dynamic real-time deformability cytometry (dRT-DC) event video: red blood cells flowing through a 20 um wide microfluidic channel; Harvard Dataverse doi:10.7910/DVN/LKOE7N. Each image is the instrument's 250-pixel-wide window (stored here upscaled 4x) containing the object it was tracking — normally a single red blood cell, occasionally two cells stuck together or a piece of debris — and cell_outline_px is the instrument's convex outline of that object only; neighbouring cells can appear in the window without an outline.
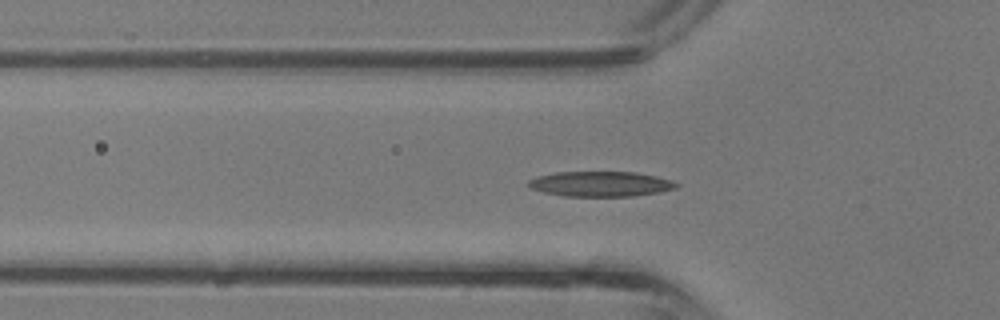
{"species": "common noctule bat (a hibernating species)", "species_latin": "Nyctalus noctula", "temperature_condition": "room temperature", "stored_images_in_passage": 28, "camera_frame_rate_fps": 3000, "um_per_image_px": 0.085, "animal": {"sex": "male", "body_mass_g": 13.3}, "frame": {"image": 1, "passage_image": 7, "time_ms": 2.0, "image_size_px": [1000, 320], "cell_outline_px": [[680, 184], [676, 188], [660, 192], [632, 196], [564, 196], [544, 192], [532, 188], [528, 184], [528, 180], [536, 176], [556, 172], [636, 172], [656, 176], [672, 180]], "centroid_in_image_um": [51.07, 15.63], "position_along_channel_um": 74.7, "area_um2": 21.68}}
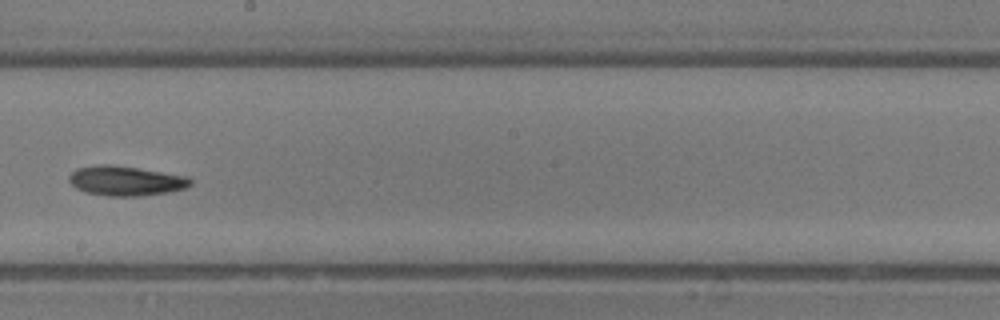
{"frame": {"image": 2, "passage_image": 16, "time_ms": 5.0, "image_size_px": [1000, 320], "cell_outline_px": [[192, 184], [188, 188], [168, 192], [140, 196], [108, 196], [84, 192], [76, 188], [68, 180], [68, 176], [76, 168], [100, 164], [108, 164], [136, 168], [188, 176], [192, 180]], "centroid_in_image_um": [10.69, 15.37], "position_along_channel_um": 237.5, "area_um2": 21.1}}
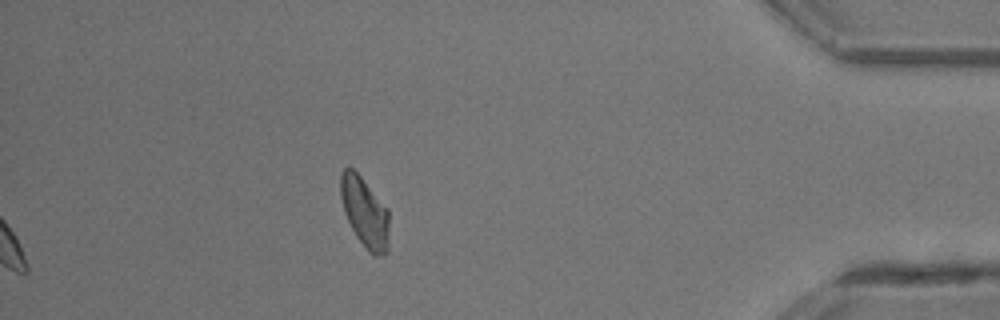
{"frame": {"image": 3, "passage_image": 28, "time_ms": 9.0, "image_size_px": [1000, 320], "cell_outline_px": [[388, 252], [384, 256], [372, 256], [368, 252], [356, 236], [344, 212], [340, 196], [340, 176], [344, 168], [348, 164], [360, 176], [388, 208]], "centroid_in_image_um": [31.0, 18.06], "position_along_channel_um": 404.2, "area_um2": 20.0}}